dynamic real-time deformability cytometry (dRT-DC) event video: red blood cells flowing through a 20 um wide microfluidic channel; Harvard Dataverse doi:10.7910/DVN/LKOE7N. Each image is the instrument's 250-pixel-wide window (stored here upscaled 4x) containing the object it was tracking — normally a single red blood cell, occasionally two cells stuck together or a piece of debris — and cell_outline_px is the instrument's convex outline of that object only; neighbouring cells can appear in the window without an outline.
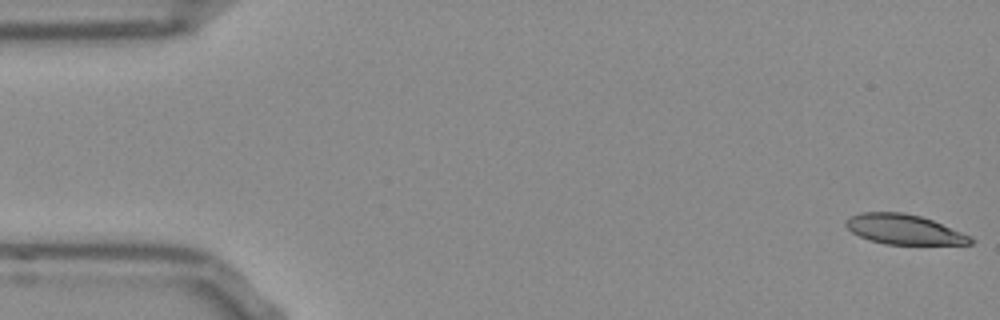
{"species": "Egyptian fruit bat (a non-hibernating species)", "species_latin": "Rousettus aegyptiacus", "temperature_condition": "room temperature", "stored_images_in_passage": 52, "camera_frame_rate_fps": 3000, "um_per_image_px": 0.085, "frame": {"image": 1, "passage_image": 1, "time_ms": 0.0, "image_size_px": [1000, 320], "cell_outline_px": [[976, 240], [972, 244], [884, 244], [868, 240], [852, 232], [844, 224], [844, 220], [860, 212], [904, 212], [920, 216], [932, 220], [972, 236]], "centroid_in_image_um": [76.84, 19.5], "position_along_channel_um": 8.2, "area_um2": 21.79}}
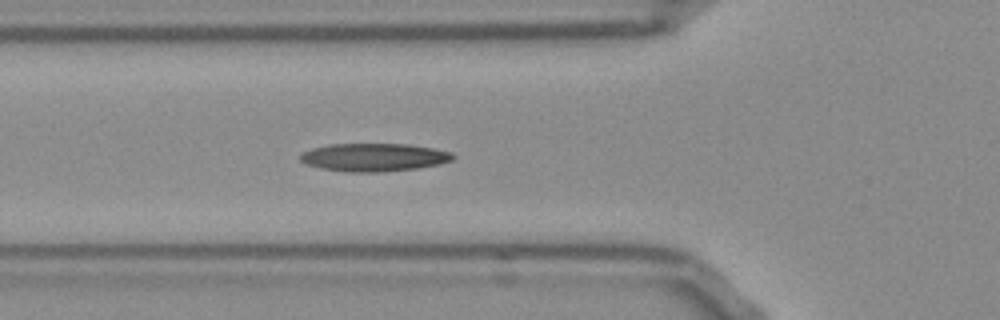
{"frame": {"image": 2, "passage_image": 18, "time_ms": 5.667, "image_size_px": [1000, 320], "cell_outline_px": [[456, 156], [452, 160], [440, 164], [416, 168], [380, 172], [348, 172], [320, 168], [304, 164], [300, 160], [300, 156], [304, 152], [312, 148], [328, 144], [408, 144], [432, 148], [452, 152]], "centroid_in_image_um": [31.78, 13.37], "position_along_channel_um": 94.0, "area_um2": 24.97}}
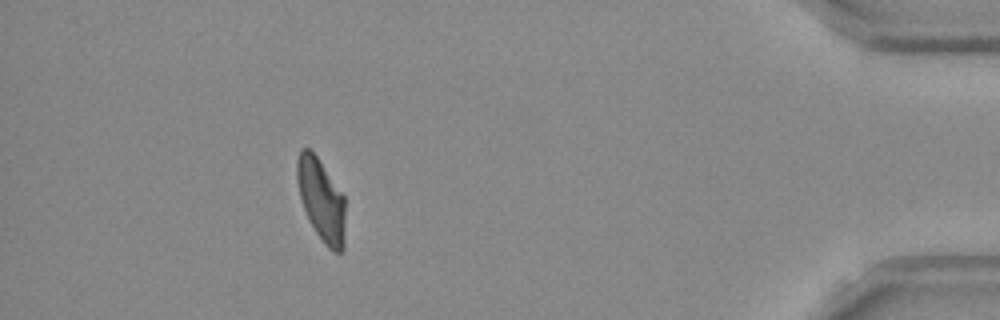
{"frame": {"image": 3, "passage_image": 47, "time_ms": 15.333, "image_size_px": [1000, 320], "cell_outline_px": [[344, 252], [332, 252], [324, 244], [316, 232], [304, 208], [300, 196], [296, 180], [296, 160], [300, 148], [308, 148], [316, 156], [344, 196]], "centroid_in_image_um": [27.3, 17.0], "position_along_channel_um": 407.9, "area_um2": 22.89}, "authors_computed_cell_mechanics": {"area_um2": 23.6402, "velocity_mm_per_s": 3.8485, "shape_relaxation_time_tau1_ms": null, "shape_relaxation_time_tau2_ms": 2.8089, "deformation_change_tau1": null, "deformation_change_tau2": 0.0872}}